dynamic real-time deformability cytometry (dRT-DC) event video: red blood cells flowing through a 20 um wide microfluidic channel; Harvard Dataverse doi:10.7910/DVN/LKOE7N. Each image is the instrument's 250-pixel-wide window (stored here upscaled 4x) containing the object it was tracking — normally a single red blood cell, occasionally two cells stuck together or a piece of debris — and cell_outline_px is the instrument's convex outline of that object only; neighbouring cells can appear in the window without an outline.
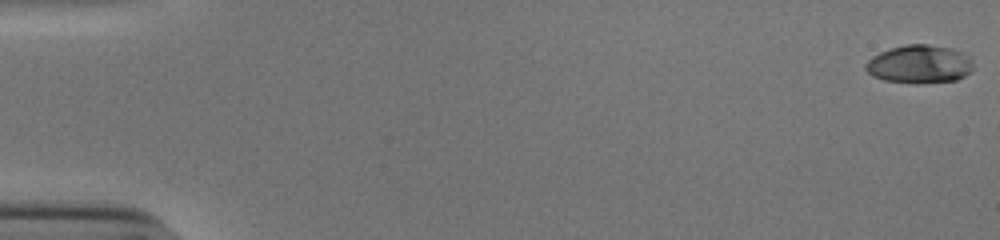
{"species": "human", "species_latin": "Homo sapiens", "temperature_condition": "cold", "stored_images_in_passage": 54, "camera_frame_rate_fps": 3000, "um_per_image_px": 0.085, "donor": {"sex": "male"}, "frame": {"image": 1, "passage_image": 1, "time_ms": 0.0, "image_size_px": [1000, 240], "cell_outline_px": [[972, 72], [956, 80], [916, 84], [908, 84], [884, 80], [872, 76], [864, 68], [864, 64], [872, 56], [880, 52], [904, 44], [928, 44], [952, 48], [968, 56], [972, 60]], "centroid_in_image_um": [78.13, 5.47], "position_along_channel_um": 6.9, "area_um2": 24.28}}
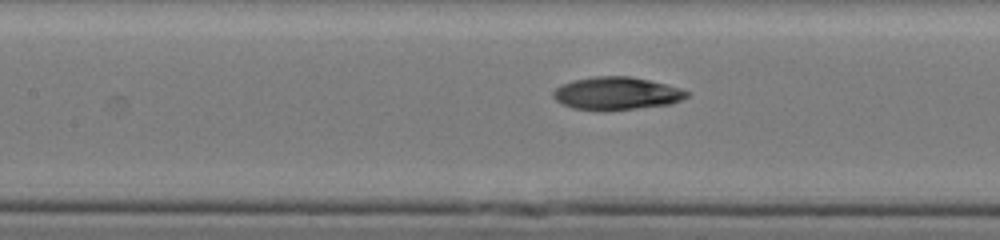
{"frame": {"image": 2, "passage_image": 26, "time_ms": 8.333, "image_size_px": [1000, 240], "cell_outline_px": [[688, 96], [672, 104], [636, 108], [572, 108], [556, 100], [552, 96], [552, 92], [560, 84], [572, 80], [596, 76], [628, 76], [648, 80], [680, 88], [688, 92]], "centroid_in_image_um": [52.4, 7.9], "position_along_channel_um": 155.0, "area_um2": 24.74}}
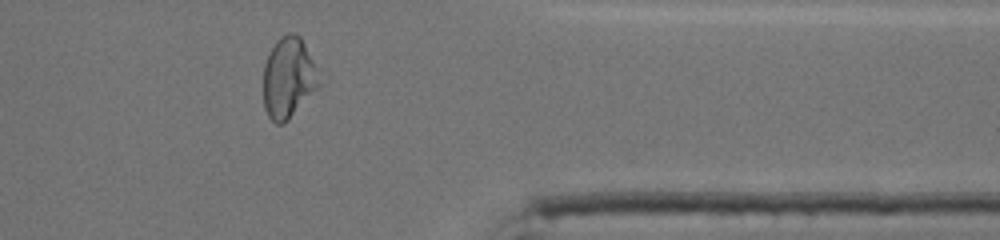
{"frame": {"image": 3, "passage_image": 45, "time_ms": 14.667, "image_size_px": [1000, 240], "cell_outline_px": [[324, 84], [284, 124], [276, 124], [268, 116], [264, 108], [264, 64], [268, 52], [276, 40], [280, 36], [288, 32], [292, 32], [300, 36]], "centroid_in_image_um": [24.54, 6.63], "position_along_channel_um": 386.9, "area_um2": 26.7}, "authors_computed_cell_mechanics": {"area_um2": 24.7962, "velocity_mm_per_s": 3.8642, "shape_relaxation_time_tau1_ms": 6.7276, "shape_relaxation_time_tau2_ms": 3.333, "deformation_change_tau1": 0.2471, "deformation_change_tau2": 0.0522}}